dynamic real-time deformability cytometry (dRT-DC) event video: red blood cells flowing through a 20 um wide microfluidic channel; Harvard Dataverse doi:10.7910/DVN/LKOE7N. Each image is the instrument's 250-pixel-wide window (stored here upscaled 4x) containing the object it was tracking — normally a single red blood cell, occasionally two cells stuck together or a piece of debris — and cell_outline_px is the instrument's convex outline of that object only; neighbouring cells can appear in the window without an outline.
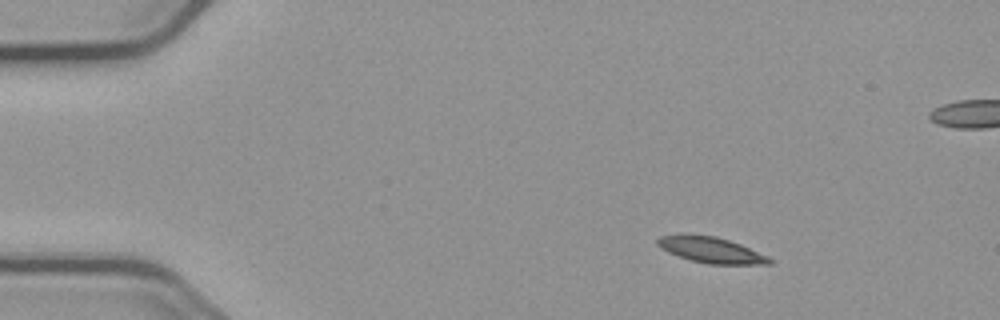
{"species": "common noctule bat (a hibernating species)", "species_latin": "Nyctalus noctula", "temperature_condition": "cold", "stored_images_in_passage": 50, "camera_frame_rate_fps": 3000, "um_per_image_px": 0.085, "animal": {"sex": "male", "body_mass_g": 23.1, "forearm_length_mm": 52.7}, "frame": {"image": 1, "passage_image": 1, "time_ms": 0.0, "image_size_px": [1000, 320], "cell_outline_px": [[772, 264], [708, 264], [688, 260], [668, 252], [660, 248], [656, 244], [656, 240], [660, 236], [716, 236], [740, 244], [768, 256], [772, 260]], "centroid_in_image_um": [60.46, 21.28], "position_along_channel_um": 24.5, "area_um2": 16.47}}
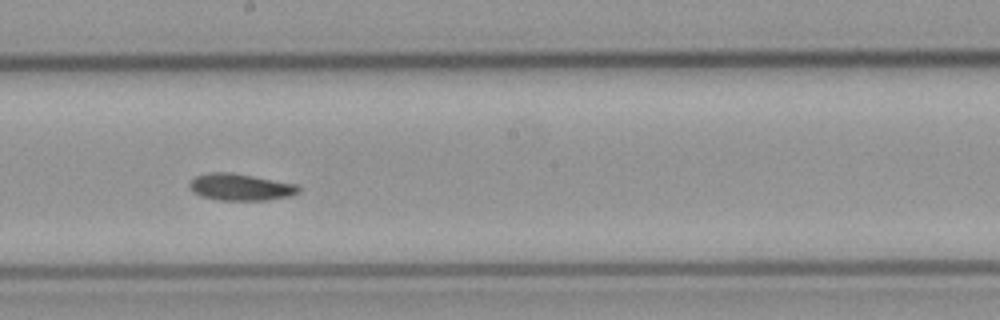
{"frame": {"image": 2, "passage_image": 24, "time_ms": 7.667, "image_size_px": [1000, 320], "cell_outline_px": [[300, 192], [292, 196], [268, 200], [216, 200], [200, 196], [192, 192], [188, 184], [196, 176], [208, 172], [232, 172], [296, 184], [300, 188]], "centroid_in_image_um": [20.43, 15.91], "position_along_channel_um": 227.8, "area_um2": 17.22}}
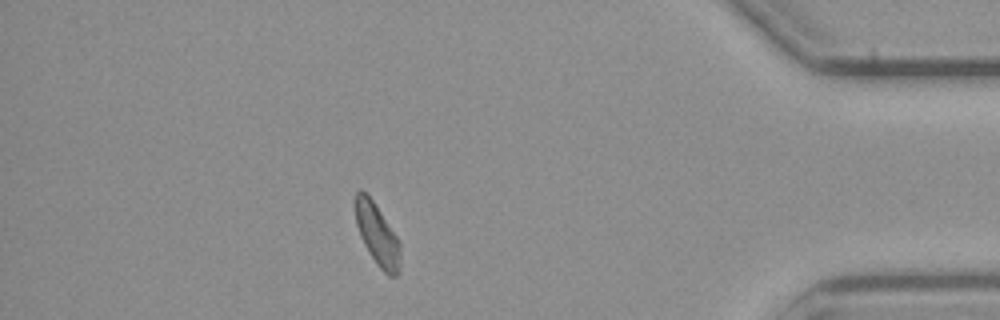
{"frame": {"image": 3, "passage_image": 42, "time_ms": 13.667, "image_size_px": [1000, 320], "cell_outline_px": [[400, 272], [396, 276], [388, 276], [376, 264], [364, 244], [360, 236], [356, 224], [356, 192], [360, 188], [372, 200], [400, 240]], "centroid_in_image_um": [32.1, 19.99], "position_along_channel_um": 403.1, "area_um2": 16.07}, "authors_computed_cell_mechanics": {"area_um2": 16.7331, "velocity_mm_per_s": 3.6626, "shape_relaxation_time_tau1_ms": 6.7878, "shape_relaxation_time_tau2_ms": 10.6379, "deformation_change_tau1": 0.1319, "deformation_change_tau2": 0.1483}}